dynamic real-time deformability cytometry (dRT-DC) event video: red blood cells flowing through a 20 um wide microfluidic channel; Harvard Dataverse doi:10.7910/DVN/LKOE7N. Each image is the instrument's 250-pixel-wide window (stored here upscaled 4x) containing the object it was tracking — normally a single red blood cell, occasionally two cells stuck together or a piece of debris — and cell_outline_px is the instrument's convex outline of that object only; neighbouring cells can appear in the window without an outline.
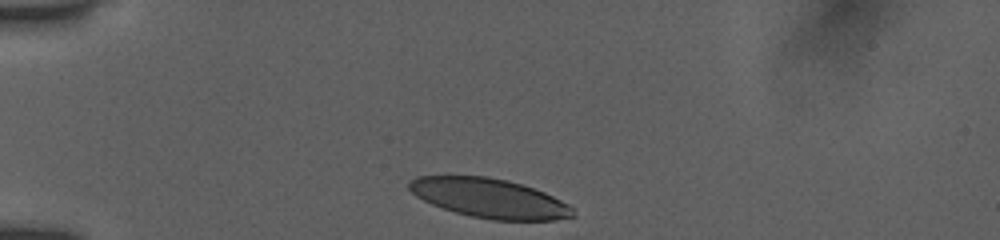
{"species": "human", "species_latin": "Homo sapiens", "temperature_condition": "room temperature", "stored_images_in_passage": 33, "camera_frame_rate_fps": 3000, "um_per_image_px": 0.085, "donor": {"sex": "female"}, "frame": {"image": 1, "passage_image": 1, "time_ms": 0.0, "image_size_px": [1000, 240], "cell_outline_px": [[576, 216], [552, 220], [492, 220], [472, 216], [456, 212], [432, 204], [416, 196], [408, 188], [408, 180], [416, 176], [488, 176], [508, 180], [544, 192], [568, 204], [572, 208]], "centroid_in_image_um": [41.58, 16.84], "position_along_channel_um": 43.4, "area_um2": 37.34}}
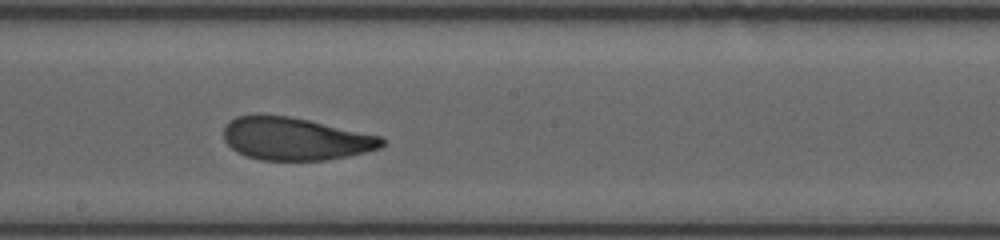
{"frame": {"image": 2, "passage_image": 18, "time_ms": 5.667, "image_size_px": [1000, 240], "cell_outline_px": [[384, 144], [380, 148], [348, 156], [328, 160], [260, 160], [244, 156], [236, 152], [224, 140], [224, 128], [236, 116], [260, 112], [288, 116], [308, 120], [380, 136], [384, 140]], "centroid_in_image_um": [25.04, 11.78], "position_along_channel_um": 223.2, "area_um2": 39.59}}
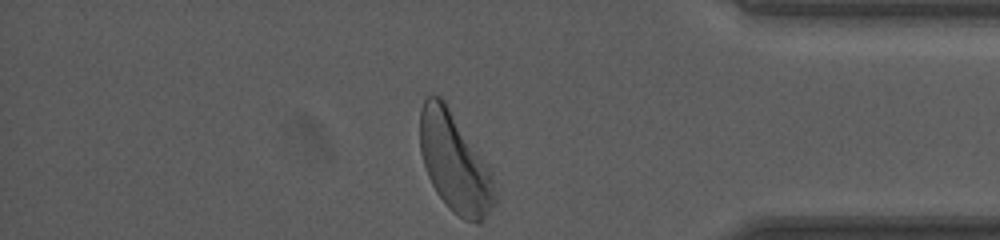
{"frame": {"image": 3, "passage_image": 33, "time_ms": 10.667, "image_size_px": [1000, 240], "cell_outline_px": [[496, 204], [480, 224], [476, 224], [464, 220], [452, 212], [448, 208], [436, 192], [428, 176], [420, 152], [420, 108], [424, 100], [428, 96], [440, 96], [444, 100], [488, 164], [492, 172], [496, 196]], "centroid_in_image_um": [38.67, 13.86], "position_along_channel_um": 396.5, "area_um2": 43.58}, "authors_computed_cell_mechanics": {"area_um2": 40.1132, "velocity_mm_per_s": 3.8761, "shape_relaxation_time_tau1_ms": 2.7643, "shape_relaxation_time_tau2_ms": 1.6263, "deformation_change_tau1": 0.1466, "deformation_change_tau2": 0.0908}}